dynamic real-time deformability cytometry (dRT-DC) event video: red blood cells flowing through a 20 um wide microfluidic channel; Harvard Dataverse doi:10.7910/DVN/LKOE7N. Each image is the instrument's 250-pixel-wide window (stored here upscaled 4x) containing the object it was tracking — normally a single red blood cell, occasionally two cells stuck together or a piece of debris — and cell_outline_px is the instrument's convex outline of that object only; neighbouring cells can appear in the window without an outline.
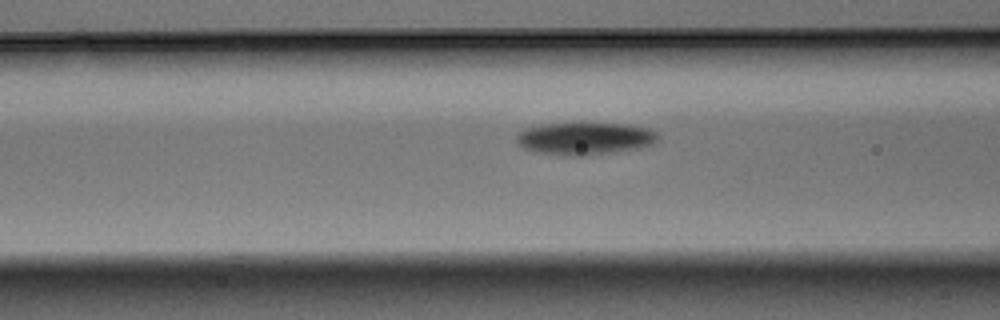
{"species": "Egyptian fruit bat (a non-hibernating species)", "species_latin": "Rousettus aegyptiacus", "temperature_condition": "warm", "stored_images_in_passage": 26, "camera_frame_rate_fps": 3000, "um_per_image_px": 0.085, "animal": {"sex": "male"}, "frame": {"image": 1, "passage_image": 5, "time_ms": 1.333, "image_size_px": [1000, 320], "cell_outline_px": [[660, 136], [652, 144], [636, 148], [612, 152], [580, 156], [564, 156], [536, 152], [524, 148], [516, 140], [516, 136], [524, 128], [540, 124], [632, 124], [648, 128], [656, 132]], "centroid_in_image_um": [49.7, 11.77], "position_along_channel_um": 116.9, "area_um2": 26.53}}
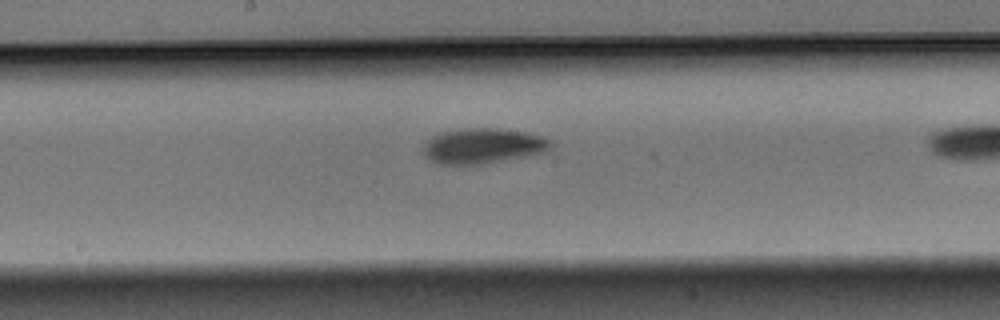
{"frame": {"image": 2, "passage_image": 12, "time_ms": 3.667, "image_size_px": [1000, 320], "cell_outline_px": [[552, 144], [544, 152], [524, 156], [480, 164], [440, 164], [428, 160], [424, 156], [424, 144], [432, 136], [440, 132], [464, 128], [500, 128], [524, 132], [544, 136]], "centroid_in_image_um": [41.0, 12.39], "position_along_channel_um": 207.2, "area_um2": 26.01}}
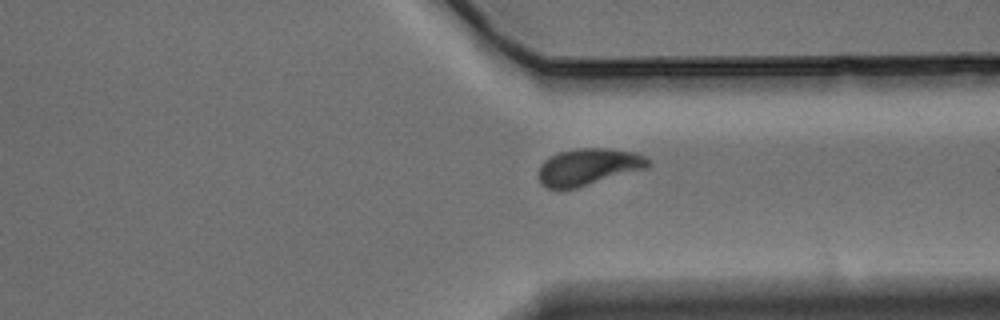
{"frame": {"image": 3, "passage_image": 24, "time_ms": 7.667, "image_size_px": [1000, 320], "cell_outline_px": [[652, 164], [648, 168], [576, 188], [544, 188], [540, 184], [540, 164], [544, 160], [560, 152], [580, 148], [608, 148], [636, 152], [652, 160]], "centroid_in_image_um": [50.07, 14.18], "position_along_channel_um": 361.3, "area_um2": 23.52}}